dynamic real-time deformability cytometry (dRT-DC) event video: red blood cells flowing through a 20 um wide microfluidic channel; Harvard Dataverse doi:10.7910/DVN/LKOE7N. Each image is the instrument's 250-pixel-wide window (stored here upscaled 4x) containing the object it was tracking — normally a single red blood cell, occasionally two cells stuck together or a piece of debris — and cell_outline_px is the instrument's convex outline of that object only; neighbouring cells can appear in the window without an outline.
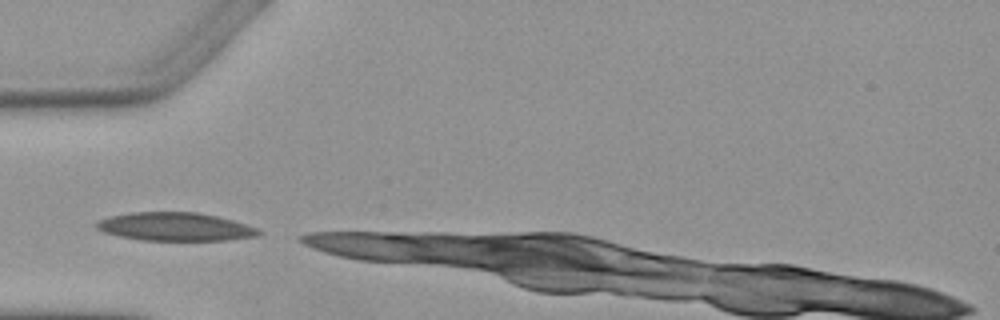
{"species": "Egyptian fruit bat (a non-hibernating species)", "species_latin": "Rousettus aegyptiacus", "temperature_condition": "warm", "stored_images_in_passage": 3, "camera_frame_rate_fps": 3000, "um_per_image_px": 0.085, "animal": {"sex": "female"}, "frame": {"image": 1, "passage_image": 1, "time_ms": 0.0, "image_size_px": [1000, 320], "cell_outline_px": [[264, 232], [260, 236], [228, 240], [140, 240], [120, 236], [104, 232], [96, 228], [92, 224], [96, 220], [108, 216], [132, 212], [200, 212], [232, 220], [256, 228]], "centroid_in_image_um": [14.86, 19.27], "position_along_channel_um": 70.1, "area_um2": 26.99}}